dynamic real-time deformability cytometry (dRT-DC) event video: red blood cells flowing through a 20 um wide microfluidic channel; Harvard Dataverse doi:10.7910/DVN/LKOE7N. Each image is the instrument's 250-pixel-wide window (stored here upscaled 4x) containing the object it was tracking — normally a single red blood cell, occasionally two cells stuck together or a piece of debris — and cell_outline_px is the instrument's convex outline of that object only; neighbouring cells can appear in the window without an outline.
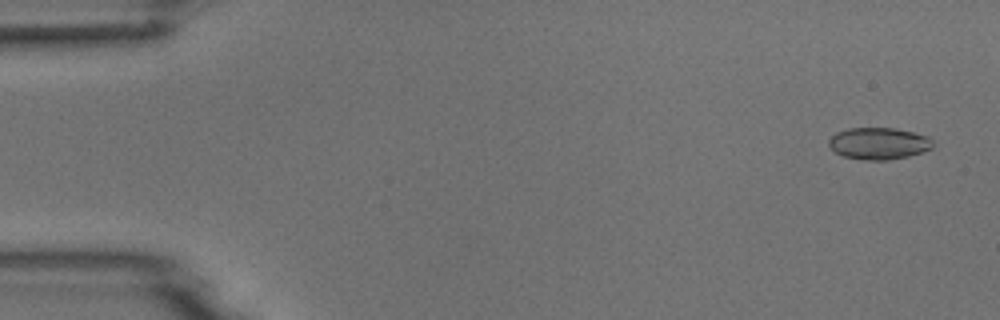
{"species": "common noctule bat (a hibernating species)", "species_latin": "Nyctalus noctula", "temperature_condition": "room temperature", "stored_images_in_passage": 9, "camera_frame_rate_fps": 3000, "um_per_image_px": 0.085, "animal": {"sex": "male", "body_mass_g": 18.8}, "frame": {"image": 1, "passage_image": 1, "time_ms": 0.0, "image_size_px": [1000, 320], "cell_outline_px": [[936, 144], [932, 148], [908, 156], [888, 160], [864, 160], [844, 156], [836, 152], [828, 144], [828, 140], [836, 132], [848, 128], [892, 128], [912, 132], [928, 136]], "centroid_in_image_um": [74.7, 12.19], "position_along_channel_um": 10.3, "area_um2": 19.25}}